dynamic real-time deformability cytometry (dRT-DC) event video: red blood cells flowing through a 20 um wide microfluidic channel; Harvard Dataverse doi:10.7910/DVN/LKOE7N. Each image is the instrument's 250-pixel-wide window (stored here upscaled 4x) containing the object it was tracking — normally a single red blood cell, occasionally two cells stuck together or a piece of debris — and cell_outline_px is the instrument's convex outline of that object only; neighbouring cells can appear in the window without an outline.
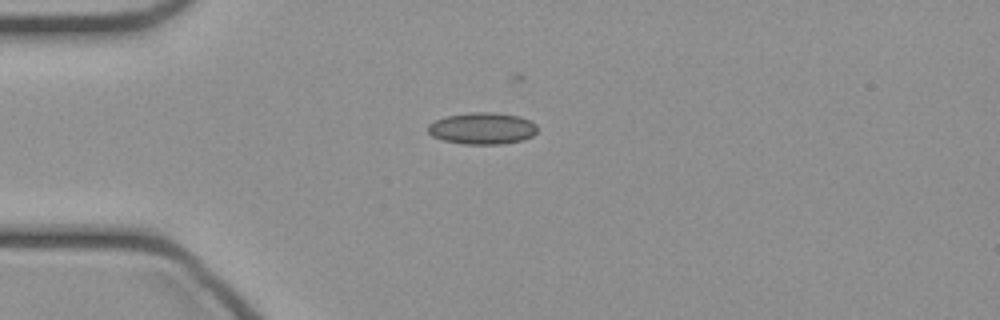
{"species": "common noctule bat (a hibernating species)", "species_latin": "Nyctalus noctula", "temperature_condition": "cold", "stored_images_in_passage": 25, "camera_frame_rate_fps": 3000, "um_per_image_px": 0.085, "animal": {"sex": "female", "body_mass_g": 21.9}, "frame": {"image": 1, "passage_image": 1, "time_ms": 0.0, "image_size_px": [1000, 320], "cell_outline_px": [[536, 132], [532, 136], [524, 140], [500, 144], [464, 144], [444, 140], [432, 136], [428, 132], [428, 124], [436, 120], [448, 116], [472, 112], [492, 112], [520, 116], [536, 124]], "centroid_in_image_um": [41.0, 10.91], "position_along_channel_um": 44.0, "area_um2": 20.11}}
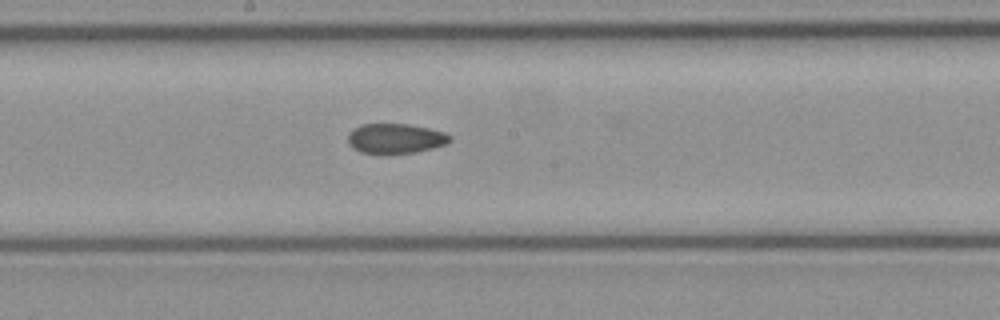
{"frame": {"image": 2, "passage_image": 14, "time_ms": 4.333, "image_size_px": [1000, 320], "cell_outline_px": [[452, 140], [448, 144], [416, 152], [360, 152], [352, 148], [348, 144], [348, 132], [352, 128], [360, 124], [408, 124], [428, 128], [444, 132], [452, 136]], "centroid_in_image_um": [33.61, 11.75], "position_along_channel_um": 214.6, "area_um2": 17.69}}
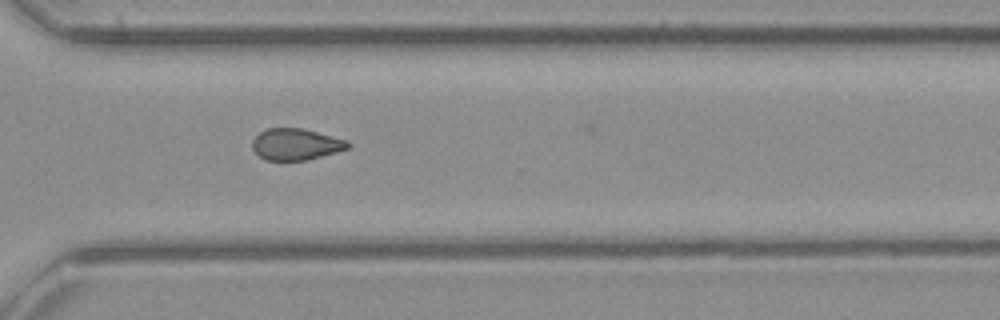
{"frame": {"image": 3, "passage_image": 23, "time_ms": 7.333, "image_size_px": [1000, 320], "cell_outline_px": [[352, 144], [348, 148], [336, 152], [304, 160], [264, 160], [252, 148], [252, 140], [260, 132], [268, 128], [300, 128], [348, 140]], "centroid_in_image_um": [25.14, 12.26], "position_along_channel_um": 345.5, "area_um2": 17.34}}